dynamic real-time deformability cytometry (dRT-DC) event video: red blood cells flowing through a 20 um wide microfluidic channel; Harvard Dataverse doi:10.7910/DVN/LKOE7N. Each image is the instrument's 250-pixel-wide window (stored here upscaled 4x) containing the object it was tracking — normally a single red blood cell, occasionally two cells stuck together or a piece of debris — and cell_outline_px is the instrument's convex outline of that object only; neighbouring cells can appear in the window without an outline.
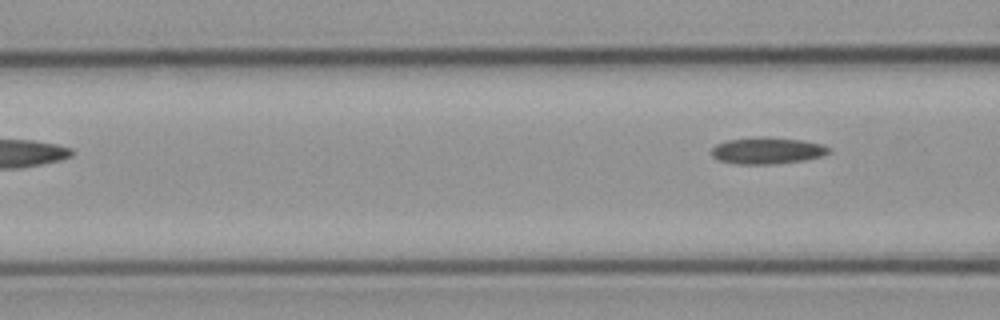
{"species": "common noctule bat (a hibernating species)", "species_latin": "Nyctalus noctula", "temperature_condition": "cold", "stored_images_in_passage": 3, "camera_frame_rate_fps": 3000, "um_per_image_px": 0.085, "animal": {"sex": "male", "body_mass_g": 23.1, "forearm_length_mm": 52.7}, "frame": {"image": 1, "passage_image": 3, "time_ms": 2.333, "image_size_px": [1000, 320], "cell_outline_px": [[832, 148], [828, 152], [820, 156], [804, 160], [776, 164], [736, 164], [716, 160], [712, 156], [712, 148], [716, 144], [728, 140], [760, 136], [764, 136], [800, 140], [820, 144]], "centroid_in_image_um": [65.16, 12.8], "position_along_channel_um": 101.4, "area_um2": 18.21}}